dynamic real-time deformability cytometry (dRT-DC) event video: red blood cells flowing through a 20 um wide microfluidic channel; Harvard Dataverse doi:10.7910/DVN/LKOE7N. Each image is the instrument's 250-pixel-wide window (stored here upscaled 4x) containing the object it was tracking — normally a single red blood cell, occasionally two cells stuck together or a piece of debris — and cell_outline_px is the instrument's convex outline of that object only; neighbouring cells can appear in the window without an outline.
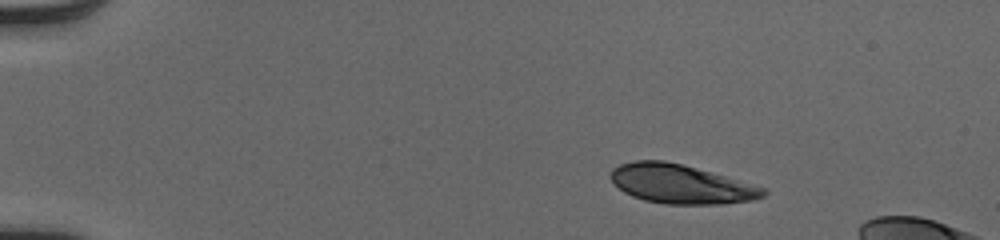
{"species": "human", "species_latin": "Homo sapiens", "temperature_condition": "cold", "stored_images_in_passage": 44, "camera_frame_rate_fps": 3000, "um_per_image_px": 0.085, "donor": {"sex": "male"}, "frame": {"image": 1, "passage_image": 1, "time_ms": 0.0, "image_size_px": [1000, 240], "cell_outline_px": [[768, 192], [764, 196], [752, 200], [720, 204], [664, 204], [644, 200], [632, 196], [624, 192], [608, 176], [612, 168], [620, 164], [632, 160], [664, 160], [696, 168], [768, 188]], "centroid_in_image_um": [57.86, 15.64], "position_along_channel_um": 27.1, "area_um2": 34.74}}
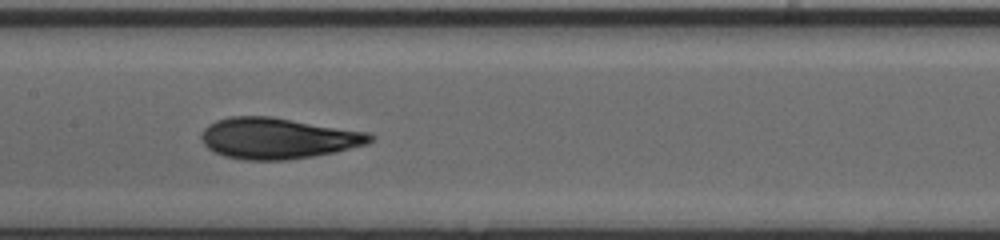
{"frame": {"image": 2, "passage_image": 20, "time_ms": 6.333, "image_size_px": [1000, 240], "cell_outline_px": [[376, 136], [368, 144], [336, 152], [288, 160], [248, 160], [224, 156], [208, 148], [204, 144], [200, 136], [204, 128], [208, 124], [216, 120], [232, 116], [272, 116], [368, 132]], "centroid_in_image_um": [23.63, 11.75], "position_along_channel_um": 183.8, "area_um2": 40.46}}
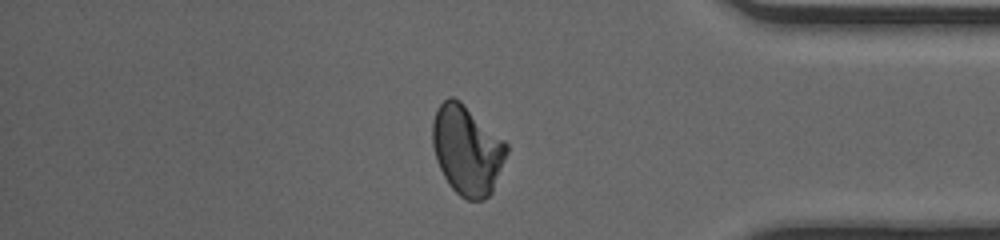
{"frame": {"image": 3, "passage_image": 37, "time_ms": 12.0, "image_size_px": [1000, 240], "cell_outline_px": [[508, 152], [492, 192], [484, 200], [468, 200], [460, 196], [448, 184], [436, 160], [432, 144], [432, 120], [440, 104], [448, 96], [452, 96], [460, 100], [504, 140], [508, 144]], "centroid_in_image_um": [39.69, 12.75], "position_along_channel_um": 395.5, "area_um2": 38.61}}